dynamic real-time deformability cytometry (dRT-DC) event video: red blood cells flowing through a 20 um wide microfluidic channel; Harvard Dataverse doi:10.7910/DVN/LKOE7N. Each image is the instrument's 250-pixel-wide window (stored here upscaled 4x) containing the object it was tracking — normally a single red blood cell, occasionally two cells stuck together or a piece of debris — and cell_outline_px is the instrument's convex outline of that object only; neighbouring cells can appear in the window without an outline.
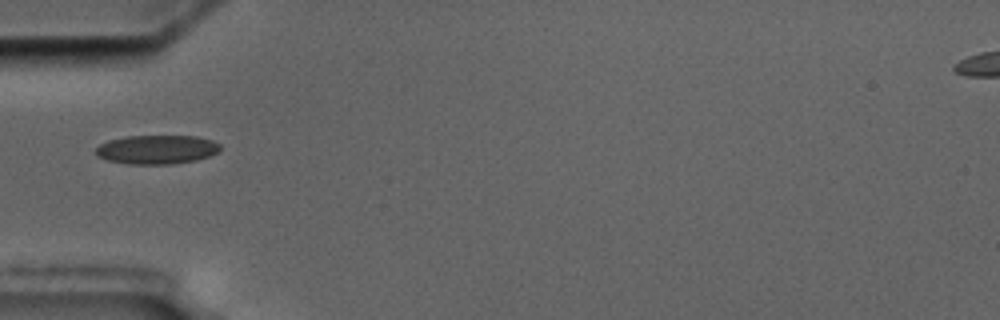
{"species": "common noctule bat (a hibernating species)", "species_latin": "Nyctalus noctula", "temperature_condition": "cold", "stored_images_in_passage": 11, "camera_frame_rate_fps": 3000, "um_per_image_px": 0.085, "animal": {"sex": "male", "body_mass_g": 17.5, "forearm_length_mm": 52.3}, "frame": {"image": 1, "passage_image": 1, "time_ms": 0.0, "image_size_px": [1000, 320], "cell_outline_px": [[220, 152], [196, 160], [172, 164], [128, 164], [108, 160], [96, 156], [96, 148], [100, 144], [108, 140], [128, 136], [196, 136], [212, 140], [220, 144]], "centroid_in_image_um": [13.34, 12.71], "position_along_channel_um": 71.7, "area_um2": 21.04}}
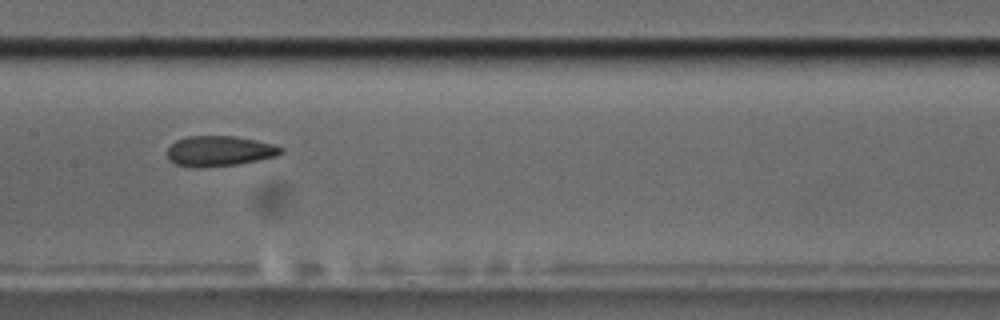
{"frame": {"image": 2, "passage_image": 4, "time_ms": 3.333, "image_size_px": [1000, 320], "cell_outline_px": [[284, 152], [276, 156], [236, 164], [200, 168], [192, 168], [176, 164], [168, 160], [168, 148], [176, 140], [188, 136], [236, 136], [256, 140], [272, 144], [284, 148]], "centroid_in_image_um": [18.63, 12.84], "position_along_channel_um": 188.8, "area_um2": 20.11}}